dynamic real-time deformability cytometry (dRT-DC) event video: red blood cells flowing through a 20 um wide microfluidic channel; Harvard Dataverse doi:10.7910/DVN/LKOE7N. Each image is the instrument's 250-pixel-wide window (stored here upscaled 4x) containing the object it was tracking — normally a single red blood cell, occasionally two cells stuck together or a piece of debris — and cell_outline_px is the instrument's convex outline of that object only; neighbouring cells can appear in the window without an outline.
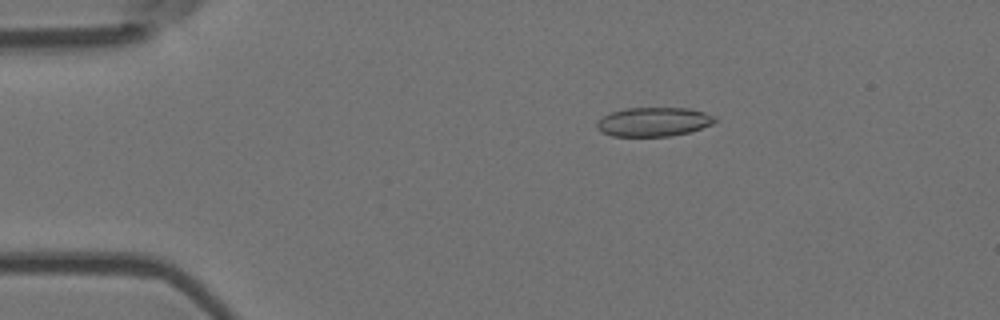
{"species": "Egyptian fruit bat (a non-hibernating species)", "species_latin": "Rousettus aegyptiacus", "temperature_condition": "room temperature", "stored_images_in_passage": 3, "camera_frame_rate_fps": 3000, "um_per_image_px": 0.085, "animal": {"sex": "female"}, "frame": {"image": 1, "passage_image": 1, "time_ms": 0.0, "image_size_px": [1000, 320], "cell_outline_px": [[716, 120], [712, 124], [692, 132], [672, 136], [612, 136], [596, 128], [596, 124], [604, 116], [612, 112], [628, 108], [688, 108], [704, 112], [716, 116]], "centroid_in_image_um": [55.61, 10.36], "position_along_channel_um": 29.4, "area_um2": 19.94}}
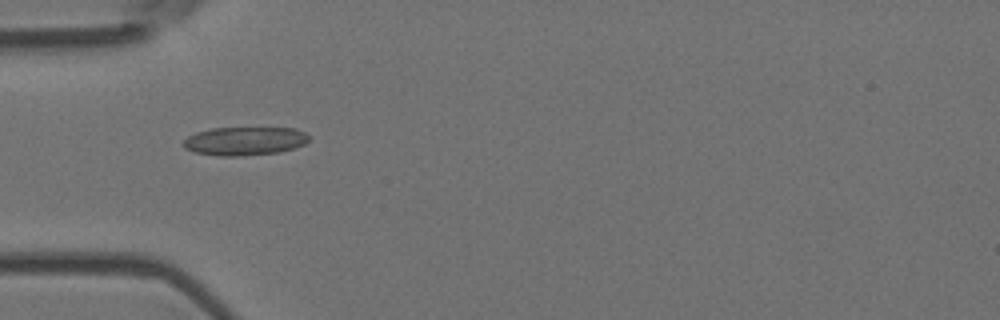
{"frame": {"image": 2, "passage_image": 3, "time_ms": 0.667, "image_size_px": [1000, 320], "cell_outline_px": [[308, 140], [304, 144], [280, 152], [240, 156], [216, 156], [196, 152], [184, 148], [180, 144], [188, 136], [196, 132], [212, 128], [296, 128], [304, 132], [308, 136]], "centroid_in_image_um": [20.75, 11.99], "position_along_channel_um": 64.2, "area_um2": 20.87}}